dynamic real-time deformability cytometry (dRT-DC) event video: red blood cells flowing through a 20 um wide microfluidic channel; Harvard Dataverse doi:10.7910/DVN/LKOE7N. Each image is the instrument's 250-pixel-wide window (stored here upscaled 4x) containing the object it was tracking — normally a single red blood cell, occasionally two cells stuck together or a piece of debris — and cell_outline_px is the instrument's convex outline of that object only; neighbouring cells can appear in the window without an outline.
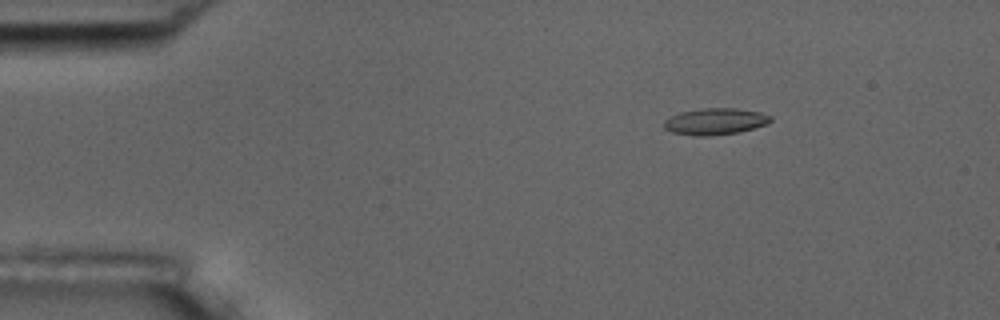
{"species": "common noctule bat (a hibernating species)", "species_latin": "Nyctalus noctula", "temperature_condition": "room temperature", "stored_images_in_passage": 8, "camera_frame_rate_fps": 3000, "um_per_image_px": 0.085, "animal": {"sex": "male", "body_mass_g": 17.5, "forearm_length_mm": 52.3}, "frame": {"image": 1, "passage_image": 3, "time_ms": 2.333, "image_size_px": [1000, 320], "cell_outline_px": [[772, 120], [768, 124], [740, 132], [708, 136], [692, 136], [672, 132], [664, 128], [664, 120], [680, 112], [704, 108], [736, 108], [760, 112], [772, 116]], "centroid_in_image_um": [60.81, 10.33], "position_along_channel_um": 24.2, "area_um2": 16.59}}
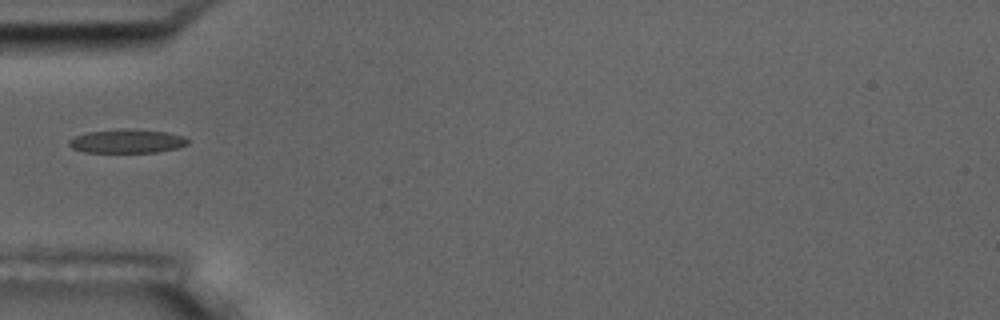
{"frame": {"image": 2, "passage_image": 6, "time_ms": 5.667, "image_size_px": [1000, 320], "cell_outline_px": [[188, 144], [176, 148], [156, 152], [84, 152], [72, 148], [68, 144], [68, 140], [76, 136], [88, 132], [168, 132], [184, 136], [188, 140]], "centroid_in_image_um": [10.8, 12.06], "position_along_channel_um": 74.2, "area_um2": 15.26}}